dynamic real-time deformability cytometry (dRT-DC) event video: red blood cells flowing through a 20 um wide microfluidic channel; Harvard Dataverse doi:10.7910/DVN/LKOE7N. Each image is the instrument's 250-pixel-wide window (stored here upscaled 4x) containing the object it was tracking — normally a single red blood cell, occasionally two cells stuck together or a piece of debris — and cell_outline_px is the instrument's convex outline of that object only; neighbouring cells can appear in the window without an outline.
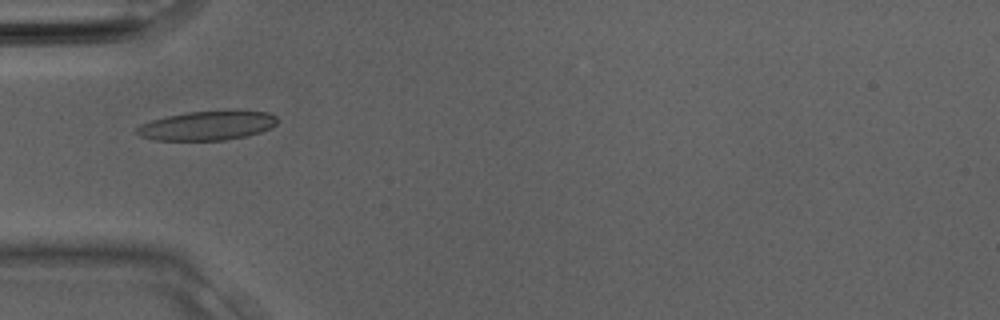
{"species": "Egyptian fruit bat (a non-hibernating species)", "species_latin": "Rousettus aegyptiacus", "temperature_condition": "room temperature", "stored_images_in_passage": 23, "camera_frame_rate_fps": 3000, "um_per_image_px": 0.085, "animal": {"sex": "male"}, "frame": {"image": 1, "passage_image": 1, "time_ms": 0.0, "image_size_px": [1000, 320], "cell_outline_px": [[276, 124], [272, 128], [260, 132], [244, 136], [224, 140], [152, 140], [140, 136], [136, 132], [136, 128], [140, 124], [152, 120], [168, 116], [188, 112], [240, 108], [268, 112], [276, 116]], "centroid_in_image_um": [17.67, 10.64], "position_along_channel_um": 67.3, "area_um2": 24.51}}
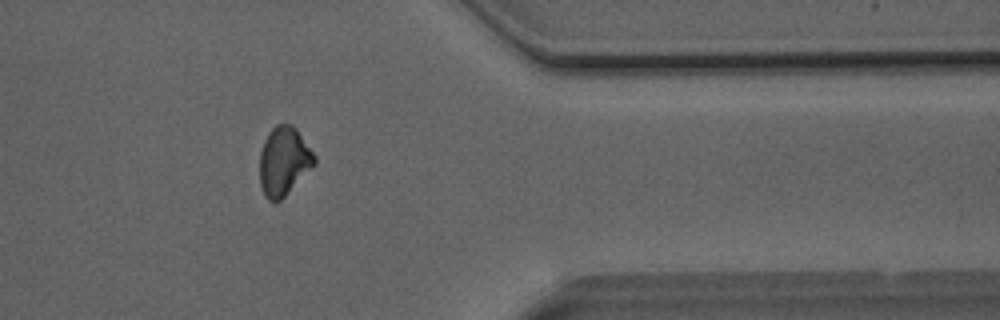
{"frame": {"image": 2, "passage_image": 17, "time_ms": 5.333, "image_size_px": [1000, 320], "cell_outline_px": [[316, 164], [280, 200], [268, 200], [264, 196], [260, 184], [260, 152], [264, 140], [268, 132], [276, 124], [292, 124], [296, 128], [316, 156]], "centroid_in_image_um": [24.12, 13.68], "position_along_channel_um": 387.3, "area_um2": 21.85}}
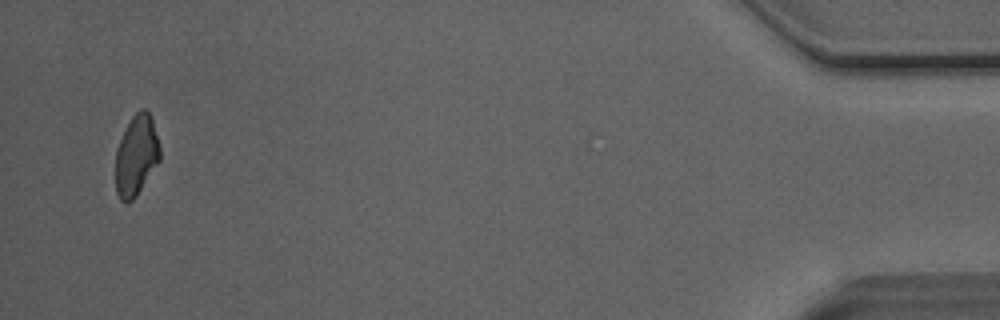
{"frame": {"image": 3, "passage_image": 22, "time_ms": 7.0, "image_size_px": [1000, 320], "cell_outline_px": [[160, 160], [136, 196], [128, 204], [120, 200], [116, 192], [116, 148], [132, 116], [140, 108], [144, 108], [152, 116], [160, 148]], "centroid_in_image_um": [11.59, 13.21], "position_along_channel_um": 423.6, "area_um2": 20.81}}